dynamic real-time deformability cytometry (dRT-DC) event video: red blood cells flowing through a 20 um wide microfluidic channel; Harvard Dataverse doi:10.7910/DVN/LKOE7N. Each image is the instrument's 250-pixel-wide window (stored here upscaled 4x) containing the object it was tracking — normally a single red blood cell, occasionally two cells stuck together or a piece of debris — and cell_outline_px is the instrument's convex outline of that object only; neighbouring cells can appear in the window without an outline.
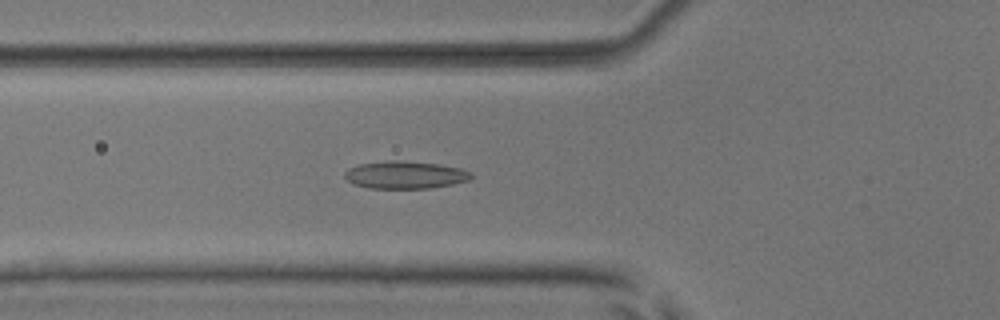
{"species": "common noctule bat (a hibernating species)", "species_latin": "Nyctalus noctula", "temperature_condition": "room temperature", "stored_images_in_passage": 48, "camera_frame_rate_fps": 3000, "um_per_image_px": 0.085, "animal": {"sex": "male", "body_mass_g": 17.9, "forearm_length_mm": 54.2}, "frame": {"image": 1, "passage_image": 15, "time_ms": 4.667, "image_size_px": [1000, 320], "cell_outline_px": [[472, 176], [468, 180], [452, 184], [428, 188], [368, 188], [352, 184], [344, 176], [344, 172], [348, 168], [360, 164], [388, 160], [404, 160], [440, 164], [460, 168], [472, 172]], "centroid_in_image_um": [34.41, 14.85], "position_along_channel_um": 91.4, "area_um2": 20.4}}
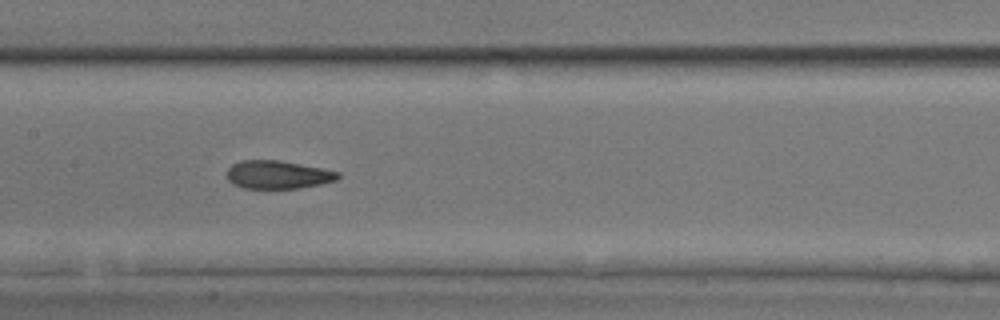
{"frame": {"image": 2, "passage_image": 22, "time_ms": 7.0, "image_size_px": [1000, 320], "cell_outline_px": [[340, 176], [336, 180], [320, 184], [300, 188], [244, 188], [232, 184], [228, 180], [228, 168], [232, 164], [240, 160], [280, 160], [340, 172]], "centroid_in_image_um": [23.6, 14.84], "position_along_channel_um": 183.8, "area_um2": 18.15}}
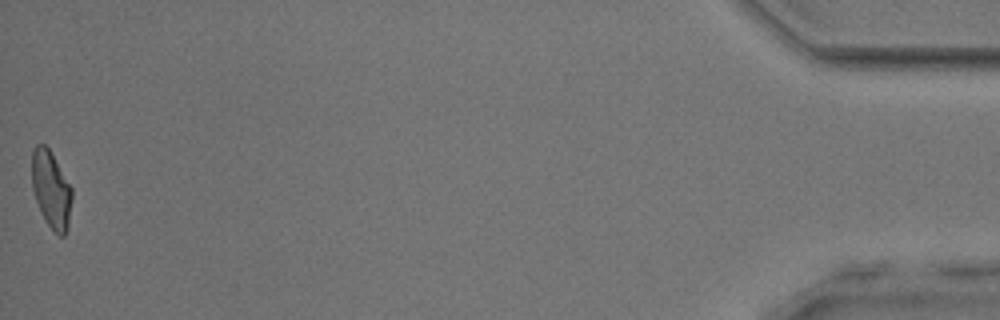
{"frame": {"image": 3, "passage_image": 48, "time_ms": 15.667, "image_size_px": [1000, 320], "cell_outline_px": [[72, 200], [68, 228], [64, 236], [60, 236], [44, 220], [36, 200], [32, 188], [32, 148], [36, 144], [44, 144], [48, 148], [72, 188]], "centroid_in_image_um": [4.34, 16.11], "position_along_channel_um": 430.9, "area_um2": 17.92}, "authors_computed_cell_mechanics": {"area_um2": 19.0162, "velocity_mm_per_s": 3.9567, "shape_relaxation_time_tau1_ms": 11.2073, "shape_relaxation_time_tau2_ms": 1.5887, "deformation_change_tau1": 0.241, "deformation_change_tau2": 0.0829}}